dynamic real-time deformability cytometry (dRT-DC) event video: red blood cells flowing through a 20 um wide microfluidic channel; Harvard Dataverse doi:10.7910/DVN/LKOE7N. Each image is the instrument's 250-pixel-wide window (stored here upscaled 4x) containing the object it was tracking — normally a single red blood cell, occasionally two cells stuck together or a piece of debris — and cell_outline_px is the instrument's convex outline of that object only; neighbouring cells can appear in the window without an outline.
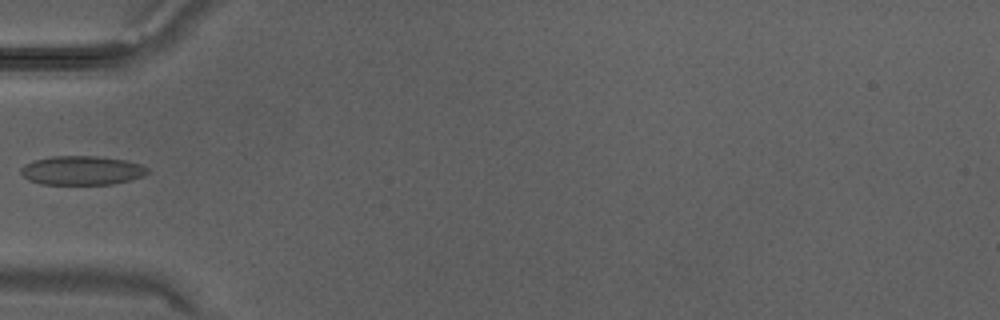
{"species": "Egyptian fruit bat (a non-hibernating species)", "species_latin": "Rousettus aegyptiacus", "temperature_condition": "warm", "stored_images_in_passage": 2, "camera_frame_rate_fps": 3000, "um_per_image_px": 0.085, "animal": {"sex": "male"}, "frame": {"image": 1, "passage_image": 1, "time_ms": 0.0, "image_size_px": [1000, 320], "cell_outline_px": [[148, 172], [144, 176], [112, 184], [40, 184], [28, 180], [20, 172], [20, 168], [24, 164], [36, 160], [52, 156], [96, 156], [124, 160], [140, 164], [148, 168]], "centroid_in_image_um": [6.94, 14.49], "position_along_channel_um": 78.1, "area_um2": 21.33}}